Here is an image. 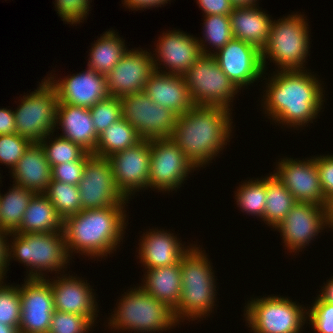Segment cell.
<instances>
[{
	"label": "cell",
	"mask_w": 333,
	"mask_h": 333,
	"mask_svg": "<svg viewBox=\"0 0 333 333\" xmlns=\"http://www.w3.org/2000/svg\"><path fill=\"white\" fill-rule=\"evenodd\" d=\"M182 76L195 105L230 109V102L239 91L220 69L213 55L202 54Z\"/></svg>",
	"instance_id": "obj_10"
},
{
	"label": "cell",
	"mask_w": 333,
	"mask_h": 333,
	"mask_svg": "<svg viewBox=\"0 0 333 333\" xmlns=\"http://www.w3.org/2000/svg\"><path fill=\"white\" fill-rule=\"evenodd\" d=\"M78 188L83 210L125 205L128 201L117 188L108 159L93 154L87 158Z\"/></svg>",
	"instance_id": "obj_12"
},
{
	"label": "cell",
	"mask_w": 333,
	"mask_h": 333,
	"mask_svg": "<svg viewBox=\"0 0 333 333\" xmlns=\"http://www.w3.org/2000/svg\"><path fill=\"white\" fill-rule=\"evenodd\" d=\"M327 227V207L315 203L297 202L284 220L275 228L281 232L283 243L295 253Z\"/></svg>",
	"instance_id": "obj_17"
},
{
	"label": "cell",
	"mask_w": 333,
	"mask_h": 333,
	"mask_svg": "<svg viewBox=\"0 0 333 333\" xmlns=\"http://www.w3.org/2000/svg\"><path fill=\"white\" fill-rule=\"evenodd\" d=\"M56 123L63 128L61 137L79 144L91 154L94 153L99 136L96 134L89 108L59 102Z\"/></svg>",
	"instance_id": "obj_25"
},
{
	"label": "cell",
	"mask_w": 333,
	"mask_h": 333,
	"mask_svg": "<svg viewBox=\"0 0 333 333\" xmlns=\"http://www.w3.org/2000/svg\"><path fill=\"white\" fill-rule=\"evenodd\" d=\"M47 79L55 87L59 102L64 104L91 108L109 97L105 75L88 67L61 81L54 80V77Z\"/></svg>",
	"instance_id": "obj_20"
},
{
	"label": "cell",
	"mask_w": 333,
	"mask_h": 333,
	"mask_svg": "<svg viewBox=\"0 0 333 333\" xmlns=\"http://www.w3.org/2000/svg\"><path fill=\"white\" fill-rule=\"evenodd\" d=\"M142 140L136 129L121 118L99 135L93 155L107 158L114 153L137 145Z\"/></svg>",
	"instance_id": "obj_31"
},
{
	"label": "cell",
	"mask_w": 333,
	"mask_h": 333,
	"mask_svg": "<svg viewBox=\"0 0 333 333\" xmlns=\"http://www.w3.org/2000/svg\"><path fill=\"white\" fill-rule=\"evenodd\" d=\"M93 323L84 316L55 310L48 333H88Z\"/></svg>",
	"instance_id": "obj_40"
},
{
	"label": "cell",
	"mask_w": 333,
	"mask_h": 333,
	"mask_svg": "<svg viewBox=\"0 0 333 333\" xmlns=\"http://www.w3.org/2000/svg\"><path fill=\"white\" fill-rule=\"evenodd\" d=\"M21 286L19 333H48L55 311L50 280L27 278Z\"/></svg>",
	"instance_id": "obj_14"
},
{
	"label": "cell",
	"mask_w": 333,
	"mask_h": 333,
	"mask_svg": "<svg viewBox=\"0 0 333 333\" xmlns=\"http://www.w3.org/2000/svg\"><path fill=\"white\" fill-rule=\"evenodd\" d=\"M296 203L295 198L277 176L270 174L266 177V205L263 217L265 224L276 228Z\"/></svg>",
	"instance_id": "obj_32"
},
{
	"label": "cell",
	"mask_w": 333,
	"mask_h": 333,
	"mask_svg": "<svg viewBox=\"0 0 333 333\" xmlns=\"http://www.w3.org/2000/svg\"><path fill=\"white\" fill-rule=\"evenodd\" d=\"M234 6L255 5L257 0H230Z\"/></svg>",
	"instance_id": "obj_53"
},
{
	"label": "cell",
	"mask_w": 333,
	"mask_h": 333,
	"mask_svg": "<svg viewBox=\"0 0 333 333\" xmlns=\"http://www.w3.org/2000/svg\"><path fill=\"white\" fill-rule=\"evenodd\" d=\"M230 112L223 106L195 105L178 116L170 139L196 168L203 167L229 142Z\"/></svg>",
	"instance_id": "obj_2"
},
{
	"label": "cell",
	"mask_w": 333,
	"mask_h": 333,
	"mask_svg": "<svg viewBox=\"0 0 333 333\" xmlns=\"http://www.w3.org/2000/svg\"><path fill=\"white\" fill-rule=\"evenodd\" d=\"M96 134L101 135L114 122L122 117L120 97H108L89 108Z\"/></svg>",
	"instance_id": "obj_38"
},
{
	"label": "cell",
	"mask_w": 333,
	"mask_h": 333,
	"mask_svg": "<svg viewBox=\"0 0 333 333\" xmlns=\"http://www.w3.org/2000/svg\"><path fill=\"white\" fill-rule=\"evenodd\" d=\"M144 92L152 102L168 108L178 116L195 106L184 77L163 73L161 69L155 70L148 77Z\"/></svg>",
	"instance_id": "obj_23"
},
{
	"label": "cell",
	"mask_w": 333,
	"mask_h": 333,
	"mask_svg": "<svg viewBox=\"0 0 333 333\" xmlns=\"http://www.w3.org/2000/svg\"><path fill=\"white\" fill-rule=\"evenodd\" d=\"M57 278L50 281L54 309L87 317L94 324L98 307L90 285L76 276Z\"/></svg>",
	"instance_id": "obj_22"
},
{
	"label": "cell",
	"mask_w": 333,
	"mask_h": 333,
	"mask_svg": "<svg viewBox=\"0 0 333 333\" xmlns=\"http://www.w3.org/2000/svg\"><path fill=\"white\" fill-rule=\"evenodd\" d=\"M253 299L248 301L244 309V317L248 327L252 328L251 332L300 333L307 320V310L302 305L287 297L274 295Z\"/></svg>",
	"instance_id": "obj_9"
},
{
	"label": "cell",
	"mask_w": 333,
	"mask_h": 333,
	"mask_svg": "<svg viewBox=\"0 0 333 333\" xmlns=\"http://www.w3.org/2000/svg\"><path fill=\"white\" fill-rule=\"evenodd\" d=\"M212 51L220 69L239 90L264 75L262 53L253 45L232 38L217 52Z\"/></svg>",
	"instance_id": "obj_16"
},
{
	"label": "cell",
	"mask_w": 333,
	"mask_h": 333,
	"mask_svg": "<svg viewBox=\"0 0 333 333\" xmlns=\"http://www.w3.org/2000/svg\"><path fill=\"white\" fill-rule=\"evenodd\" d=\"M327 226L333 227V198L327 202Z\"/></svg>",
	"instance_id": "obj_51"
},
{
	"label": "cell",
	"mask_w": 333,
	"mask_h": 333,
	"mask_svg": "<svg viewBox=\"0 0 333 333\" xmlns=\"http://www.w3.org/2000/svg\"><path fill=\"white\" fill-rule=\"evenodd\" d=\"M125 294L111 315L112 318H109L108 324L116 328L114 330L156 333L177 325L173 310L140 286Z\"/></svg>",
	"instance_id": "obj_7"
},
{
	"label": "cell",
	"mask_w": 333,
	"mask_h": 333,
	"mask_svg": "<svg viewBox=\"0 0 333 333\" xmlns=\"http://www.w3.org/2000/svg\"><path fill=\"white\" fill-rule=\"evenodd\" d=\"M16 133V121L11 109L0 108V135Z\"/></svg>",
	"instance_id": "obj_47"
},
{
	"label": "cell",
	"mask_w": 333,
	"mask_h": 333,
	"mask_svg": "<svg viewBox=\"0 0 333 333\" xmlns=\"http://www.w3.org/2000/svg\"><path fill=\"white\" fill-rule=\"evenodd\" d=\"M150 157L151 140H142L131 148L107 157L117 188L127 199L135 191L148 188Z\"/></svg>",
	"instance_id": "obj_15"
},
{
	"label": "cell",
	"mask_w": 333,
	"mask_h": 333,
	"mask_svg": "<svg viewBox=\"0 0 333 333\" xmlns=\"http://www.w3.org/2000/svg\"><path fill=\"white\" fill-rule=\"evenodd\" d=\"M276 71L266 83L265 113L283 125L306 126L322 109V84L307 70Z\"/></svg>",
	"instance_id": "obj_1"
},
{
	"label": "cell",
	"mask_w": 333,
	"mask_h": 333,
	"mask_svg": "<svg viewBox=\"0 0 333 333\" xmlns=\"http://www.w3.org/2000/svg\"><path fill=\"white\" fill-rule=\"evenodd\" d=\"M195 166L170 139H152L148 188L172 191L180 188Z\"/></svg>",
	"instance_id": "obj_13"
},
{
	"label": "cell",
	"mask_w": 333,
	"mask_h": 333,
	"mask_svg": "<svg viewBox=\"0 0 333 333\" xmlns=\"http://www.w3.org/2000/svg\"><path fill=\"white\" fill-rule=\"evenodd\" d=\"M0 333H19V329L0 323Z\"/></svg>",
	"instance_id": "obj_52"
},
{
	"label": "cell",
	"mask_w": 333,
	"mask_h": 333,
	"mask_svg": "<svg viewBox=\"0 0 333 333\" xmlns=\"http://www.w3.org/2000/svg\"><path fill=\"white\" fill-rule=\"evenodd\" d=\"M58 103L55 87L44 78L37 90L24 95L20 106L13 111L16 133L32 143H39L51 133L53 135L57 126Z\"/></svg>",
	"instance_id": "obj_8"
},
{
	"label": "cell",
	"mask_w": 333,
	"mask_h": 333,
	"mask_svg": "<svg viewBox=\"0 0 333 333\" xmlns=\"http://www.w3.org/2000/svg\"><path fill=\"white\" fill-rule=\"evenodd\" d=\"M124 206L84 209L64 218L63 234L69 257L70 252L76 250L92 258L107 256L116 251L126 228Z\"/></svg>",
	"instance_id": "obj_3"
},
{
	"label": "cell",
	"mask_w": 333,
	"mask_h": 333,
	"mask_svg": "<svg viewBox=\"0 0 333 333\" xmlns=\"http://www.w3.org/2000/svg\"><path fill=\"white\" fill-rule=\"evenodd\" d=\"M34 195L33 191L16 184L5 195L0 193V229L7 233L15 232Z\"/></svg>",
	"instance_id": "obj_33"
},
{
	"label": "cell",
	"mask_w": 333,
	"mask_h": 333,
	"mask_svg": "<svg viewBox=\"0 0 333 333\" xmlns=\"http://www.w3.org/2000/svg\"><path fill=\"white\" fill-rule=\"evenodd\" d=\"M256 5L235 6L229 14V19L233 38L253 45L262 51L269 38L272 20Z\"/></svg>",
	"instance_id": "obj_27"
},
{
	"label": "cell",
	"mask_w": 333,
	"mask_h": 333,
	"mask_svg": "<svg viewBox=\"0 0 333 333\" xmlns=\"http://www.w3.org/2000/svg\"><path fill=\"white\" fill-rule=\"evenodd\" d=\"M124 1V5L128 6V8L131 10H143L148 8H153V7H159L165 3H168L167 1L170 0H123Z\"/></svg>",
	"instance_id": "obj_49"
},
{
	"label": "cell",
	"mask_w": 333,
	"mask_h": 333,
	"mask_svg": "<svg viewBox=\"0 0 333 333\" xmlns=\"http://www.w3.org/2000/svg\"><path fill=\"white\" fill-rule=\"evenodd\" d=\"M236 202L242 212L264 217V209L266 205V177L262 179L249 180L242 183L237 189Z\"/></svg>",
	"instance_id": "obj_36"
},
{
	"label": "cell",
	"mask_w": 333,
	"mask_h": 333,
	"mask_svg": "<svg viewBox=\"0 0 333 333\" xmlns=\"http://www.w3.org/2000/svg\"><path fill=\"white\" fill-rule=\"evenodd\" d=\"M304 18L295 13L276 22L271 21L269 38L261 51L264 69L268 58L278 66L279 71L305 69L303 66L308 57L310 39L308 23Z\"/></svg>",
	"instance_id": "obj_6"
},
{
	"label": "cell",
	"mask_w": 333,
	"mask_h": 333,
	"mask_svg": "<svg viewBox=\"0 0 333 333\" xmlns=\"http://www.w3.org/2000/svg\"><path fill=\"white\" fill-rule=\"evenodd\" d=\"M155 230L147 231V234L142 236L138 252L140 263L142 262L145 269L178 264L190 247L182 246L172 233Z\"/></svg>",
	"instance_id": "obj_24"
},
{
	"label": "cell",
	"mask_w": 333,
	"mask_h": 333,
	"mask_svg": "<svg viewBox=\"0 0 333 333\" xmlns=\"http://www.w3.org/2000/svg\"><path fill=\"white\" fill-rule=\"evenodd\" d=\"M193 246L191 245L180 260L181 298L178 306L173 310L174 318L178 323L186 318L188 321L191 318L192 321L198 317L204 318L212 312L215 305L216 280L211 263L199 247Z\"/></svg>",
	"instance_id": "obj_4"
},
{
	"label": "cell",
	"mask_w": 333,
	"mask_h": 333,
	"mask_svg": "<svg viewBox=\"0 0 333 333\" xmlns=\"http://www.w3.org/2000/svg\"><path fill=\"white\" fill-rule=\"evenodd\" d=\"M8 233L0 229V281L4 280L7 272V242ZM7 237V238H6Z\"/></svg>",
	"instance_id": "obj_48"
},
{
	"label": "cell",
	"mask_w": 333,
	"mask_h": 333,
	"mask_svg": "<svg viewBox=\"0 0 333 333\" xmlns=\"http://www.w3.org/2000/svg\"><path fill=\"white\" fill-rule=\"evenodd\" d=\"M8 235L14 239L11 245L7 244V265H9L10 258H15L25 266H30L28 278H46L42 271L60 272L69 263L70 257L65 246L63 231L11 232Z\"/></svg>",
	"instance_id": "obj_5"
},
{
	"label": "cell",
	"mask_w": 333,
	"mask_h": 333,
	"mask_svg": "<svg viewBox=\"0 0 333 333\" xmlns=\"http://www.w3.org/2000/svg\"><path fill=\"white\" fill-rule=\"evenodd\" d=\"M205 15H229L234 9L230 0H197Z\"/></svg>",
	"instance_id": "obj_46"
},
{
	"label": "cell",
	"mask_w": 333,
	"mask_h": 333,
	"mask_svg": "<svg viewBox=\"0 0 333 333\" xmlns=\"http://www.w3.org/2000/svg\"><path fill=\"white\" fill-rule=\"evenodd\" d=\"M204 39L199 40L200 51L204 55H213L205 46V42L215 47L216 52L223 48L232 38L229 15H204ZM204 42V44H203ZM206 48V49H205Z\"/></svg>",
	"instance_id": "obj_35"
},
{
	"label": "cell",
	"mask_w": 333,
	"mask_h": 333,
	"mask_svg": "<svg viewBox=\"0 0 333 333\" xmlns=\"http://www.w3.org/2000/svg\"><path fill=\"white\" fill-rule=\"evenodd\" d=\"M115 31H106L90 49L88 68L106 75L121 60L128 51L119 35Z\"/></svg>",
	"instance_id": "obj_30"
},
{
	"label": "cell",
	"mask_w": 333,
	"mask_h": 333,
	"mask_svg": "<svg viewBox=\"0 0 333 333\" xmlns=\"http://www.w3.org/2000/svg\"><path fill=\"white\" fill-rule=\"evenodd\" d=\"M319 179L326 202L333 198V155L316 157Z\"/></svg>",
	"instance_id": "obj_45"
},
{
	"label": "cell",
	"mask_w": 333,
	"mask_h": 333,
	"mask_svg": "<svg viewBox=\"0 0 333 333\" xmlns=\"http://www.w3.org/2000/svg\"><path fill=\"white\" fill-rule=\"evenodd\" d=\"M310 310L307 311V317L314 331L318 333H333V304L323 301L319 296Z\"/></svg>",
	"instance_id": "obj_42"
},
{
	"label": "cell",
	"mask_w": 333,
	"mask_h": 333,
	"mask_svg": "<svg viewBox=\"0 0 333 333\" xmlns=\"http://www.w3.org/2000/svg\"><path fill=\"white\" fill-rule=\"evenodd\" d=\"M122 117L131 124L143 140L170 138L178 115L152 102L144 92L120 97Z\"/></svg>",
	"instance_id": "obj_11"
},
{
	"label": "cell",
	"mask_w": 333,
	"mask_h": 333,
	"mask_svg": "<svg viewBox=\"0 0 333 333\" xmlns=\"http://www.w3.org/2000/svg\"><path fill=\"white\" fill-rule=\"evenodd\" d=\"M55 8L57 13L62 19V21L67 22V24H77L89 13L90 0H55Z\"/></svg>",
	"instance_id": "obj_44"
},
{
	"label": "cell",
	"mask_w": 333,
	"mask_h": 333,
	"mask_svg": "<svg viewBox=\"0 0 333 333\" xmlns=\"http://www.w3.org/2000/svg\"><path fill=\"white\" fill-rule=\"evenodd\" d=\"M332 279L329 280L325 286H323L322 288V293L321 295L319 294L318 296L325 302H329L331 304H333V277H331Z\"/></svg>",
	"instance_id": "obj_50"
},
{
	"label": "cell",
	"mask_w": 333,
	"mask_h": 333,
	"mask_svg": "<svg viewBox=\"0 0 333 333\" xmlns=\"http://www.w3.org/2000/svg\"><path fill=\"white\" fill-rule=\"evenodd\" d=\"M47 137L50 139V135H48L39 144L43 148L51 168L62 163L77 161L87 152L79 144L73 143L64 137L58 136L54 141L50 139L49 143Z\"/></svg>",
	"instance_id": "obj_37"
},
{
	"label": "cell",
	"mask_w": 333,
	"mask_h": 333,
	"mask_svg": "<svg viewBox=\"0 0 333 333\" xmlns=\"http://www.w3.org/2000/svg\"><path fill=\"white\" fill-rule=\"evenodd\" d=\"M151 52L141 49L128 50L114 68L105 75L110 97L141 92L145 89L148 77L155 71Z\"/></svg>",
	"instance_id": "obj_19"
},
{
	"label": "cell",
	"mask_w": 333,
	"mask_h": 333,
	"mask_svg": "<svg viewBox=\"0 0 333 333\" xmlns=\"http://www.w3.org/2000/svg\"><path fill=\"white\" fill-rule=\"evenodd\" d=\"M277 166L274 175L292 194L296 202L315 203L327 207L315 157L306 161L284 158Z\"/></svg>",
	"instance_id": "obj_18"
},
{
	"label": "cell",
	"mask_w": 333,
	"mask_h": 333,
	"mask_svg": "<svg viewBox=\"0 0 333 333\" xmlns=\"http://www.w3.org/2000/svg\"><path fill=\"white\" fill-rule=\"evenodd\" d=\"M142 286L145 292L174 310L181 298L182 279L180 262L175 265L146 269Z\"/></svg>",
	"instance_id": "obj_28"
},
{
	"label": "cell",
	"mask_w": 333,
	"mask_h": 333,
	"mask_svg": "<svg viewBox=\"0 0 333 333\" xmlns=\"http://www.w3.org/2000/svg\"><path fill=\"white\" fill-rule=\"evenodd\" d=\"M31 144L29 139L17 133L0 135V163L8 165L12 170Z\"/></svg>",
	"instance_id": "obj_41"
},
{
	"label": "cell",
	"mask_w": 333,
	"mask_h": 333,
	"mask_svg": "<svg viewBox=\"0 0 333 333\" xmlns=\"http://www.w3.org/2000/svg\"><path fill=\"white\" fill-rule=\"evenodd\" d=\"M155 51L157 57H152L154 69L158 70L159 63L166 70L163 73L183 75L202 55L198 38L181 31H168L159 37ZM155 58V59H154ZM160 60V61H159ZM159 63H158V62ZM168 66V67H167Z\"/></svg>",
	"instance_id": "obj_21"
},
{
	"label": "cell",
	"mask_w": 333,
	"mask_h": 333,
	"mask_svg": "<svg viewBox=\"0 0 333 333\" xmlns=\"http://www.w3.org/2000/svg\"><path fill=\"white\" fill-rule=\"evenodd\" d=\"M11 172L16 185L35 194H44L52 181V168L39 143L29 146Z\"/></svg>",
	"instance_id": "obj_26"
},
{
	"label": "cell",
	"mask_w": 333,
	"mask_h": 333,
	"mask_svg": "<svg viewBox=\"0 0 333 333\" xmlns=\"http://www.w3.org/2000/svg\"><path fill=\"white\" fill-rule=\"evenodd\" d=\"M44 195L63 219L83 210L79 188L76 185L52 180Z\"/></svg>",
	"instance_id": "obj_34"
},
{
	"label": "cell",
	"mask_w": 333,
	"mask_h": 333,
	"mask_svg": "<svg viewBox=\"0 0 333 333\" xmlns=\"http://www.w3.org/2000/svg\"><path fill=\"white\" fill-rule=\"evenodd\" d=\"M2 284L0 281V323L18 328L21 315L19 285Z\"/></svg>",
	"instance_id": "obj_39"
},
{
	"label": "cell",
	"mask_w": 333,
	"mask_h": 333,
	"mask_svg": "<svg viewBox=\"0 0 333 333\" xmlns=\"http://www.w3.org/2000/svg\"><path fill=\"white\" fill-rule=\"evenodd\" d=\"M63 231V218L44 194L30 200L23 220L15 233H51Z\"/></svg>",
	"instance_id": "obj_29"
},
{
	"label": "cell",
	"mask_w": 333,
	"mask_h": 333,
	"mask_svg": "<svg viewBox=\"0 0 333 333\" xmlns=\"http://www.w3.org/2000/svg\"><path fill=\"white\" fill-rule=\"evenodd\" d=\"M91 153L86 152L79 160L62 163L52 167V180L76 185L81 181L84 166Z\"/></svg>",
	"instance_id": "obj_43"
}]
</instances>
